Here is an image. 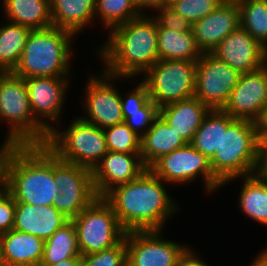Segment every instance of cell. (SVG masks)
<instances>
[{
  "label": "cell",
  "instance_id": "cb8c5ba5",
  "mask_svg": "<svg viewBox=\"0 0 267 266\" xmlns=\"http://www.w3.org/2000/svg\"><path fill=\"white\" fill-rule=\"evenodd\" d=\"M96 0H50L54 27L72 32L75 36L95 21Z\"/></svg>",
  "mask_w": 267,
  "mask_h": 266
},
{
  "label": "cell",
  "instance_id": "8d00e7d4",
  "mask_svg": "<svg viewBox=\"0 0 267 266\" xmlns=\"http://www.w3.org/2000/svg\"><path fill=\"white\" fill-rule=\"evenodd\" d=\"M156 11H159V15L154 18L161 27L177 31L192 30V22L178 14L171 6L157 8Z\"/></svg>",
  "mask_w": 267,
  "mask_h": 266
},
{
  "label": "cell",
  "instance_id": "f6af8a7d",
  "mask_svg": "<svg viewBox=\"0 0 267 266\" xmlns=\"http://www.w3.org/2000/svg\"><path fill=\"white\" fill-rule=\"evenodd\" d=\"M39 266H82L81 256L63 260L54 265H39Z\"/></svg>",
  "mask_w": 267,
  "mask_h": 266
},
{
  "label": "cell",
  "instance_id": "9c48e42d",
  "mask_svg": "<svg viewBox=\"0 0 267 266\" xmlns=\"http://www.w3.org/2000/svg\"><path fill=\"white\" fill-rule=\"evenodd\" d=\"M143 77L150 99L160 108L194 97L196 61L158 60Z\"/></svg>",
  "mask_w": 267,
  "mask_h": 266
},
{
  "label": "cell",
  "instance_id": "6da1fadb",
  "mask_svg": "<svg viewBox=\"0 0 267 266\" xmlns=\"http://www.w3.org/2000/svg\"><path fill=\"white\" fill-rule=\"evenodd\" d=\"M163 184L147 168L135 180L114 187L103 198L126 232L163 230L178 208Z\"/></svg>",
  "mask_w": 267,
  "mask_h": 266
},
{
  "label": "cell",
  "instance_id": "44dd1931",
  "mask_svg": "<svg viewBox=\"0 0 267 266\" xmlns=\"http://www.w3.org/2000/svg\"><path fill=\"white\" fill-rule=\"evenodd\" d=\"M209 108L195 96L159 108V115L176 133L191 143Z\"/></svg>",
  "mask_w": 267,
  "mask_h": 266
},
{
  "label": "cell",
  "instance_id": "7c38bea8",
  "mask_svg": "<svg viewBox=\"0 0 267 266\" xmlns=\"http://www.w3.org/2000/svg\"><path fill=\"white\" fill-rule=\"evenodd\" d=\"M240 73L211 53H203L196 61L194 96L211 109H223Z\"/></svg>",
  "mask_w": 267,
  "mask_h": 266
},
{
  "label": "cell",
  "instance_id": "ac0fdd59",
  "mask_svg": "<svg viewBox=\"0 0 267 266\" xmlns=\"http://www.w3.org/2000/svg\"><path fill=\"white\" fill-rule=\"evenodd\" d=\"M146 169L140 154L108 151L92 170L96 195L104 197L114 187L135 180Z\"/></svg>",
  "mask_w": 267,
  "mask_h": 266
},
{
  "label": "cell",
  "instance_id": "277c9868",
  "mask_svg": "<svg viewBox=\"0 0 267 266\" xmlns=\"http://www.w3.org/2000/svg\"><path fill=\"white\" fill-rule=\"evenodd\" d=\"M261 144L256 123L232 118L222 110L221 147L210 159L213 174L223 183L259 172Z\"/></svg>",
  "mask_w": 267,
  "mask_h": 266
},
{
  "label": "cell",
  "instance_id": "ba28073f",
  "mask_svg": "<svg viewBox=\"0 0 267 266\" xmlns=\"http://www.w3.org/2000/svg\"><path fill=\"white\" fill-rule=\"evenodd\" d=\"M72 222L77 230L81 256L110 248L126 234L113 208L103 197H97Z\"/></svg>",
  "mask_w": 267,
  "mask_h": 266
},
{
  "label": "cell",
  "instance_id": "1f68e13d",
  "mask_svg": "<svg viewBox=\"0 0 267 266\" xmlns=\"http://www.w3.org/2000/svg\"><path fill=\"white\" fill-rule=\"evenodd\" d=\"M100 17L106 28H114L125 24L141 15L135 0H96L95 17Z\"/></svg>",
  "mask_w": 267,
  "mask_h": 266
},
{
  "label": "cell",
  "instance_id": "f907efd6",
  "mask_svg": "<svg viewBox=\"0 0 267 266\" xmlns=\"http://www.w3.org/2000/svg\"><path fill=\"white\" fill-rule=\"evenodd\" d=\"M264 67L267 70V49L265 50V56H264Z\"/></svg>",
  "mask_w": 267,
  "mask_h": 266
},
{
  "label": "cell",
  "instance_id": "603a6c76",
  "mask_svg": "<svg viewBox=\"0 0 267 266\" xmlns=\"http://www.w3.org/2000/svg\"><path fill=\"white\" fill-rule=\"evenodd\" d=\"M187 142L158 115L151 128L141 137L140 157L143 165L149 168L161 156L179 149Z\"/></svg>",
  "mask_w": 267,
  "mask_h": 266
},
{
  "label": "cell",
  "instance_id": "d6986e66",
  "mask_svg": "<svg viewBox=\"0 0 267 266\" xmlns=\"http://www.w3.org/2000/svg\"><path fill=\"white\" fill-rule=\"evenodd\" d=\"M241 26L239 5L221 3L213 12L192 25L193 36L202 53L212 50Z\"/></svg>",
  "mask_w": 267,
  "mask_h": 266
},
{
  "label": "cell",
  "instance_id": "7dc6e473",
  "mask_svg": "<svg viewBox=\"0 0 267 266\" xmlns=\"http://www.w3.org/2000/svg\"><path fill=\"white\" fill-rule=\"evenodd\" d=\"M8 192L7 179L0 184V199Z\"/></svg>",
  "mask_w": 267,
  "mask_h": 266
},
{
  "label": "cell",
  "instance_id": "ffe728a7",
  "mask_svg": "<svg viewBox=\"0 0 267 266\" xmlns=\"http://www.w3.org/2000/svg\"><path fill=\"white\" fill-rule=\"evenodd\" d=\"M69 221L70 219L52 205L39 206L16 202L13 229L35 235L45 241Z\"/></svg>",
  "mask_w": 267,
  "mask_h": 266
},
{
  "label": "cell",
  "instance_id": "83f0119b",
  "mask_svg": "<svg viewBox=\"0 0 267 266\" xmlns=\"http://www.w3.org/2000/svg\"><path fill=\"white\" fill-rule=\"evenodd\" d=\"M81 256L77 230L70 220L45 240L40 265H54L63 260Z\"/></svg>",
  "mask_w": 267,
  "mask_h": 266
},
{
  "label": "cell",
  "instance_id": "7bdbcfd3",
  "mask_svg": "<svg viewBox=\"0 0 267 266\" xmlns=\"http://www.w3.org/2000/svg\"><path fill=\"white\" fill-rule=\"evenodd\" d=\"M138 10L143 14L144 8L155 11L157 8L167 6V0H135Z\"/></svg>",
  "mask_w": 267,
  "mask_h": 266
},
{
  "label": "cell",
  "instance_id": "db71d44e",
  "mask_svg": "<svg viewBox=\"0 0 267 266\" xmlns=\"http://www.w3.org/2000/svg\"><path fill=\"white\" fill-rule=\"evenodd\" d=\"M0 266H9V265L5 262H2V263H0Z\"/></svg>",
  "mask_w": 267,
  "mask_h": 266
},
{
  "label": "cell",
  "instance_id": "3957f363",
  "mask_svg": "<svg viewBox=\"0 0 267 266\" xmlns=\"http://www.w3.org/2000/svg\"><path fill=\"white\" fill-rule=\"evenodd\" d=\"M6 179L16 202L51 206L59 194L54 153L45 144L18 145L9 157Z\"/></svg>",
  "mask_w": 267,
  "mask_h": 266
},
{
  "label": "cell",
  "instance_id": "4316f807",
  "mask_svg": "<svg viewBox=\"0 0 267 266\" xmlns=\"http://www.w3.org/2000/svg\"><path fill=\"white\" fill-rule=\"evenodd\" d=\"M241 178L240 209L252 220L267 225V180L260 173Z\"/></svg>",
  "mask_w": 267,
  "mask_h": 266
},
{
  "label": "cell",
  "instance_id": "484cf974",
  "mask_svg": "<svg viewBox=\"0 0 267 266\" xmlns=\"http://www.w3.org/2000/svg\"><path fill=\"white\" fill-rule=\"evenodd\" d=\"M157 44L159 60L197 61L203 54L196 44L192 30H171L158 24Z\"/></svg>",
  "mask_w": 267,
  "mask_h": 266
},
{
  "label": "cell",
  "instance_id": "52a82bcc",
  "mask_svg": "<svg viewBox=\"0 0 267 266\" xmlns=\"http://www.w3.org/2000/svg\"><path fill=\"white\" fill-rule=\"evenodd\" d=\"M60 130L54 127L45 145L63 161L93 170L108 152L103 128L80 117L74 119L66 130Z\"/></svg>",
  "mask_w": 267,
  "mask_h": 266
},
{
  "label": "cell",
  "instance_id": "e575fe53",
  "mask_svg": "<svg viewBox=\"0 0 267 266\" xmlns=\"http://www.w3.org/2000/svg\"><path fill=\"white\" fill-rule=\"evenodd\" d=\"M159 115V107L150 99L143 107L134 112H123L124 122L142 137Z\"/></svg>",
  "mask_w": 267,
  "mask_h": 266
},
{
  "label": "cell",
  "instance_id": "7402d4cb",
  "mask_svg": "<svg viewBox=\"0 0 267 266\" xmlns=\"http://www.w3.org/2000/svg\"><path fill=\"white\" fill-rule=\"evenodd\" d=\"M3 260L9 266H39L45 241L12 229L1 234Z\"/></svg>",
  "mask_w": 267,
  "mask_h": 266
},
{
  "label": "cell",
  "instance_id": "f5cc1de1",
  "mask_svg": "<svg viewBox=\"0 0 267 266\" xmlns=\"http://www.w3.org/2000/svg\"><path fill=\"white\" fill-rule=\"evenodd\" d=\"M176 1H179V0H167V6H171Z\"/></svg>",
  "mask_w": 267,
  "mask_h": 266
},
{
  "label": "cell",
  "instance_id": "30bf717a",
  "mask_svg": "<svg viewBox=\"0 0 267 266\" xmlns=\"http://www.w3.org/2000/svg\"><path fill=\"white\" fill-rule=\"evenodd\" d=\"M149 169L165 183L187 184L201 175L208 193L224 185L213 174L210 160L191 143L161 156Z\"/></svg>",
  "mask_w": 267,
  "mask_h": 266
},
{
  "label": "cell",
  "instance_id": "74e56055",
  "mask_svg": "<svg viewBox=\"0 0 267 266\" xmlns=\"http://www.w3.org/2000/svg\"><path fill=\"white\" fill-rule=\"evenodd\" d=\"M133 90L128 92L126 99L120 94L122 112L137 111L150 100L148 88L143 81L139 82Z\"/></svg>",
  "mask_w": 267,
  "mask_h": 266
},
{
  "label": "cell",
  "instance_id": "681fc988",
  "mask_svg": "<svg viewBox=\"0 0 267 266\" xmlns=\"http://www.w3.org/2000/svg\"><path fill=\"white\" fill-rule=\"evenodd\" d=\"M4 262L3 255H2V241H1V234H0V263Z\"/></svg>",
  "mask_w": 267,
  "mask_h": 266
},
{
  "label": "cell",
  "instance_id": "7a4b0ae2",
  "mask_svg": "<svg viewBox=\"0 0 267 266\" xmlns=\"http://www.w3.org/2000/svg\"><path fill=\"white\" fill-rule=\"evenodd\" d=\"M157 30L156 19L145 11L111 30L104 46L96 50L105 64L103 71L119 79L144 74L159 60Z\"/></svg>",
  "mask_w": 267,
  "mask_h": 266
},
{
  "label": "cell",
  "instance_id": "9a60e30c",
  "mask_svg": "<svg viewBox=\"0 0 267 266\" xmlns=\"http://www.w3.org/2000/svg\"><path fill=\"white\" fill-rule=\"evenodd\" d=\"M28 98L34 118L50 132V122H58L61 118L68 79L66 77H31L25 78ZM45 119V121H44ZM49 120V121H48Z\"/></svg>",
  "mask_w": 267,
  "mask_h": 266
},
{
  "label": "cell",
  "instance_id": "b9f144b4",
  "mask_svg": "<svg viewBox=\"0 0 267 266\" xmlns=\"http://www.w3.org/2000/svg\"><path fill=\"white\" fill-rule=\"evenodd\" d=\"M176 266H208L190 248L179 258Z\"/></svg>",
  "mask_w": 267,
  "mask_h": 266
},
{
  "label": "cell",
  "instance_id": "c3c4849f",
  "mask_svg": "<svg viewBox=\"0 0 267 266\" xmlns=\"http://www.w3.org/2000/svg\"><path fill=\"white\" fill-rule=\"evenodd\" d=\"M221 3H235L239 4L242 0H219Z\"/></svg>",
  "mask_w": 267,
  "mask_h": 266
},
{
  "label": "cell",
  "instance_id": "60d3db41",
  "mask_svg": "<svg viewBox=\"0 0 267 266\" xmlns=\"http://www.w3.org/2000/svg\"><path fill=\"white\" fill-rule=\"evenodd\" d=\"M255 123L259 143L261 145L267 144V105L263 108Z\"/></svg>",
  "mask_w": 267,
  "mask_h": 266
},
{
  "label": "cell",
  "instance_id": "ee69618b",
  "mask_svg": "<svg viewBox=\"0 0 267 266\" xmlns=\"http://www.w3.org/2000/svg\"><path fill=\"white\" fill-rule=\"evenodd\" d=\"M267 180V144L261 145L259 172Z\"/></svg>",
  "mask_w": 267,
  "mask_h": 266
},
{
  "label": "cell",
  "instance_id": "8fae6325",
  "mask_svg": "<svg viewBox=\"0 0 267 266\" xmlns=\"http://www.w3.org/2000/svg\"><path fill=\"white\" fill-rule=\"evenodd\" d=\"M54 180L59 194L53 199L52 206L70 220L98 197L93 186L92 170L63 161L55 154Z\"/></svg>",
  "mask_w": 267,
  "mask_h": 266
},
{
  "label": "cell",
  "instance_id": "816d5d0a",
  "mask_svg": "<svg viewBox=\"0 0 267 266\" xmlns=\"http://www.w3.org/2000/svg\"><path fill=\"white\" fill-rule=\"evenodd\" d=\"M6 71L0 67V79L5 75Z\"/></svg>",
  "mask_w": 267,
  "mask_h": 266
},
{
  "label": "cell",
  "instance_id": "ab89813d",
  "mask_svg": "<svg viewBox=\"0 0 267 266\" xmlns=\"http://www.w3.org/2000/svg\"><path fill=\"white\" fill-rule=\"evenodd\" d=\"M17 146L18 144L14 140L7 137L0 147V184L6 180L7 163L10 155Z\"/></svg>",
  "mask_w": 267,
  "mask_h": 266
},
{
  "label": "cell",
  "instance_id": "d6a6232c",
  "mask_svg": "<svg viewBox=\"0 0 267 266\" xmlns=\"http://www.w3.org/2000/svg\"><path fill=\"white\" fill-rule=\"evenodd\" d=\"M108 151L117 153L140 154L141 137L125 122L103 129Z\"/></svg>",
  "mask_w": 267,
  "mask_h": 266
},
{
  "label": "cell",
  "instance_id": "4dcf8cb0",
  "mask_svg": "<svg viewBox=\"0 0 267 266\" xmlns=\"http://www.w3.org/2000/svg\"><path fill=\"white\" fill-rule=\"evenodd\" d=\"M241 27L267 49V0H242Z\"/></svg>",
  "mask_w": 267,
  "mask_h": 266
},
{
  "label": "cell",
  "instance_id": "836d02e7",
  "mask_svg": "<svg viewBox=\"0 0 267 266\" xmlns=\"http://www.w3.org/2000/svg\"><path fill=\"white\" fill-rule=\"evenodd\" d=\"M82 266H127V246L124 238L100 252L83 255Z\"/></svg>",
  "mask_w": 267,
  "mask_h": 266
},
{
  "label": "cell",
  "instance_id": "4fadbf2b",
  "mask_svg": "<svg viewBox=\"0 0 267 266\" xmlns=\"http://www.w3.org/2000/svg\"><path fill=\"white\" fill-rule=\"evenodd\" d=\"M161 234L162 230L126 232L127 266H176L189 247L163 240Z\"/></svg>",
  "mask_w": 267,
  "mask_h": 266
},
{
  "label": "cell",
  "instance_id": "8992f818",
  "mask_svg": "<svg viewBox=\"0 0 267 266\" xmlns=\"http://www.w3.org/2000/svg\"><path fill=\"white\" fill-rule=\"evenodd\" d=\"M0 120L10 126L7 137L18 145L46 144L49 132L34 118L25 80L13 72L0 79Z\"/></svg>",
  "mask_w": 267,
  "mask_h": 266
},
{
  "label": "cell",
  "instance_id": "f546056e",
  "mask_svg": "<svg viewBox=\"0 0 267 266\" xmlns=\"http://www.w3.org/2000/svg\"><path fill=\"white\" fill-rule=\"evenodd\" d=\"M222 109H211L204 116L191 144L209 160L221 147Z\"/></svg>",
  "mask_w": 267,
  "mask_h": 266
},
{
  "label": "cell",
  "instance_id": "d4e9b609",
  "mask_svg": "<svg viewBox=\"0 0 267 266\" xmlns=\"http://www.w3.org/2000/svg\"><path fill=\"white\" fill-rule=\"evenodd\" d=\"M3 12L8 21L23 25L31 30L53 26L50 0H3Z\"/></svg>",
  "mask_w": 267,
  "mask_h": 266
},
{
  "label": "cell",
  "instance_id": "d590c367",
  "mask_svg": "<svg viewBox=\"0 0 267 266\" xmlns=\"http://www.w3.org/2000/svg\"><path fill=\"white\" fill-rule=\"evenodd\" d=\"M220 4L219 0H179L171 7L193 24L213 12Z\"/></svg>",
  "mask_w": 267,
  "mask_h": 266
},
{
  "label": "cell",
  "instance_id": "f35d334b",
  "mask_svg": "<svg viewBox=\"0 0 267 266\" xmlns=\"http://www.w3.org/2000/svg\"><path fill=\"white\" fill-rule=\"evenodd\" d=\"M16 212V201L14 197L7 192L0 199V234L13 229Z\"/></svg>",
  "mask_w": 267,
  "mask_h": 266
},
{
  "label": "cell",
  "instance_id": "bcb514c9",
  "mask_svg": "<svg viewBox=\"0 0 267 266\" xmlns=\"http://www.w3.org/2000/svg\"><path fill=\"white\" fill-rule=\"evenodd\" d=\"M250 266H267V249L261 251Z\"/></svg>",
  "mask_w": 267,
  "mask_h": 266
},
{
  "label": "cell",
  "instance_id": "f1b7e54d",
  "mask_svg": "<svg viewBox=\"0 0 267 266\" xmlns=\"http://www.w3.org/2000/svg\"><path fill=\"white\" fill-rule=\"evenodd\" d=\"M31 29L8 22L0 26V67L13 72L19 64Z\"/></svg>",
  "mask_w": 267,
  "mask_h": 266
},
{
  "label": "cell",
  "instance_id": "2e32d148",
  "mask_svg": "<svg viewBox=\"0 0 267 266\" xmlns=\"http://www.w3.org/2000/svg\"><path fill=\"white\" fill-rule=\"evenodd\" d=\"M267 105V70L261 68L241 74L222 109L235 119L256 121Z\"/></svg>",
  "mask_w": 267,
  "mask_h": 266
},
{
  "label": "cell",
  "instance_id": "5b68a950",
  "mask_svg": "<svg viewBox=\"0 0 267 266\" xmlns=\"http://www.w3.org/2000/svg\"><path fill=\"white\" fill-rule=\"evenodd\" d=\"M75 35L58 27L31 30L13 73L22 78L68 77Z\"/></svg>",
  "mask_w": 267,
  "mask_h": 266
},
{
  "label": "cell",
  "instance_id": "e0dca14e",
  "mask_svg": "<svg viewBox=\"0 0 267 266\" xmlns=\"http://www.w3.org/2000/svg\"><path fill=\"white\" fill-rule=\"evenodd\" d=\"M265 50V47L240 26L226 36L211 54L244 74L264 66Z\"/></svg>",
  "mask_w": 267,
  "mask_h": 266
},
{
  "label": "cell",
  "instance_id": "5bb4252c",
  "mask_svg": "<svg viewBox=\"0 0 267 266\" xmlns=\"http://www.w3.org/2000/svg\"><path fill=\"white\" fill-rule=\"evenodd\" d=\"M100 78V79H99ZM118 77L102 72L101 77L94 75L88 79L83 103L87 117L80 118L100 128L124 122L119 91L112 84ZM114 86V87H113Z\"/></svg>",
  "mask_w": 267,
  "mask_h": 266
}]
</instances>
